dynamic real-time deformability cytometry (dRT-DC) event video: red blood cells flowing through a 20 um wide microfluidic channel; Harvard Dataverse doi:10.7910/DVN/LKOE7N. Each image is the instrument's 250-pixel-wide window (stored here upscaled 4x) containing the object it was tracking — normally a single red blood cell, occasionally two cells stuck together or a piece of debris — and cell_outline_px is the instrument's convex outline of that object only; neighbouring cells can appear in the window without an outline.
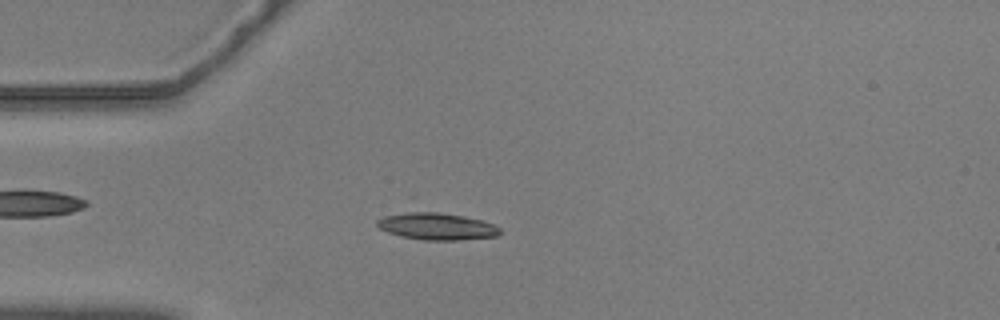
{"species": "common noctule bat (a hibernating species)", "species_latin": "Nyctalus noctula", "temperature_condition": "warm", "stored_images_in_passage": 56, "camera_frame_rate_fps": 3000, "um_per_image_px": 0.085, "animal": {"sex": "male", "body_mass_g": 20.5, "forearm_length_mm": 52.5}, "frame": {"image": 1, "passage_image": 15, "time_ms": 4.667, "image_size_px": [1000, 320], "cell_outline_px": [[500, 232], [496, 236], [460, 240], [424, 240], [400, 236], [388, 232], [380, 228], [376, 224], [376, 220], [384, 216], [416, 208], [420, 208], [464, 216], [480, 220], [492, 224], [500, 228]], "centroid_in_image_um": [37.04, 19.19], "position_along_channel_um": 48.0, "area_um2": 19.94}}
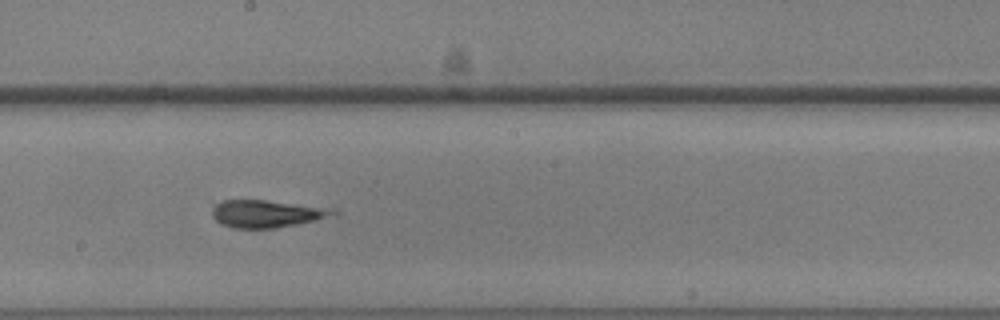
{"frame": {"image": 2, "passage_image": 31, "time_ms": 10.0, "image_size_px": [1000, 320], "cell_outline_px": [[340, 212], [312, 220], [296, 224], [276, 228], [232, 228], [220, 224], [212, 216], [212, 208], [216, 204], [224, 200], [264, 200], [336, 208]], "centroid_in_image_um": [22.63, 18.16], "position_along_channel_um": 225.6, "area_um2": 19.19}}
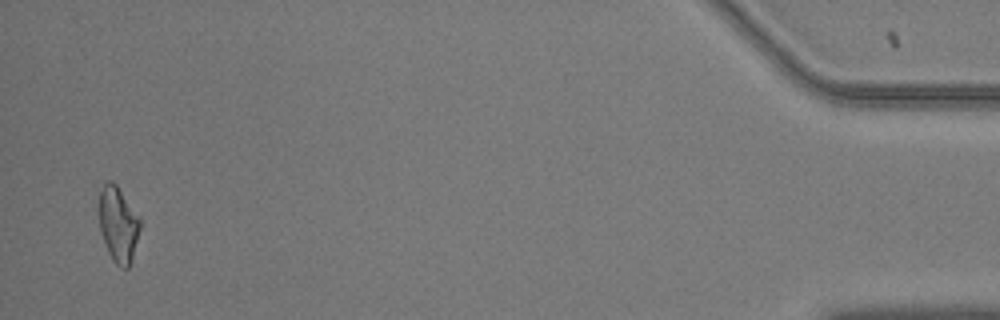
{"frame": {"image": 3, "passage_image": 55, "time_ms": 18.0, "image_size_px": [1000, 320], "cell_outline_px": [[140, 228], [132, 260], [128, 268], [120, 268], [112, 260], [108, 252], [100, 228], [100, 192], [104, 184], [108, 180], [112, 180], [116, 184], [140, 220]], "centroid_in_image_um": [10.05, 19.11], "position_along_channel_um": 425.1, "area_um2": 17.57}}